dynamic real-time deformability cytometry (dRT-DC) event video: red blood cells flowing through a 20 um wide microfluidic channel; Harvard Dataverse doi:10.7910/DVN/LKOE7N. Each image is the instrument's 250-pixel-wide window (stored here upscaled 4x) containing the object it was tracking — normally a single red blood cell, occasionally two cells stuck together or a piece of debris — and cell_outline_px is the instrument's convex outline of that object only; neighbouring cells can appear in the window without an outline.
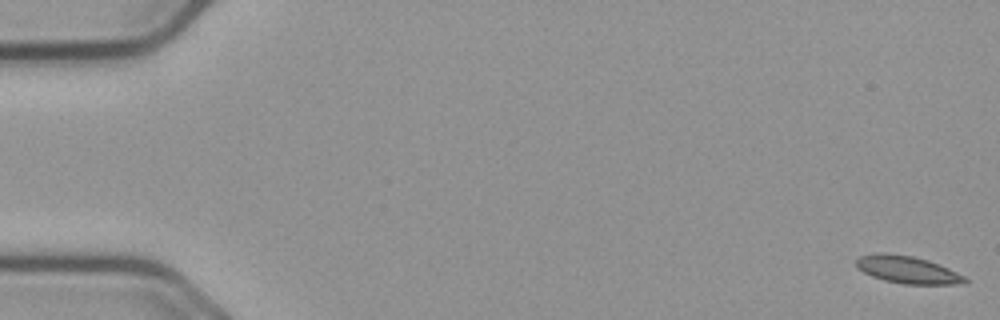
{"species": "common noctule bat (a hibernating species)", "species_latin": "Nyctalus noctula", "temperature_condition": "cold", "stored_images_in_passage": 58, "camera_frame_rate_fps": 3000, "um_per_image_px": 0.085, "animal": {"sex": "male", "body_mass_g": 23.1, "forearm_length_mm": 52.7}, "frame": {"image": 1, "passage_image": 1, "time_ms": 0.0, "image_size_px": [1000, 320], "cell_outline_px": [[968, 280], [964, 284], [904, 284], [884, 280], [872, 276], [856, 268], [856, 260], [860, 256], [912, 256], [928, 260], [948, 268], [964, 276]], "centroid_in_image_um": [77.21, 22.98], "position_along_channel_um": 7.8, "area_um2": 16.47}}
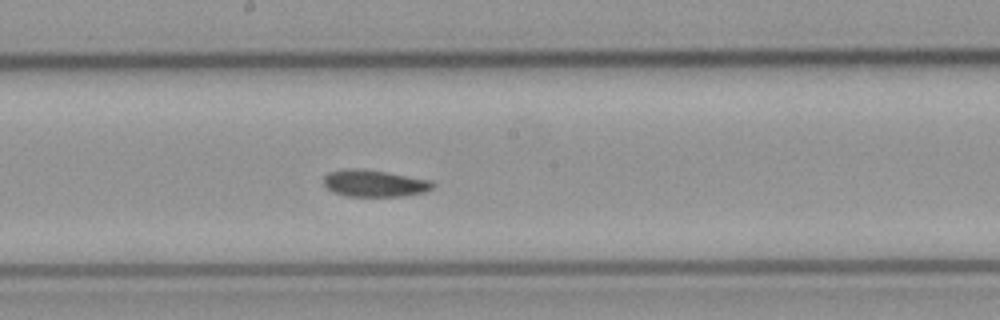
{"frame": {"image": 2, "passage_image": 31, "time_ms": 10.0, "image_size_px": [1000, 320], "cell_outline_px": [[436, 184], [432, 188], [424, 192], [404, 196], [344, 196], [332, 192], [324, 184], [324, 176], [328, 172], [344, 168], [360, 168], [432, 180]], "centroid_in_image_um": [31.8, 15.58], "position_along_channel_um": 216.4, "area_um2": 17.17}}
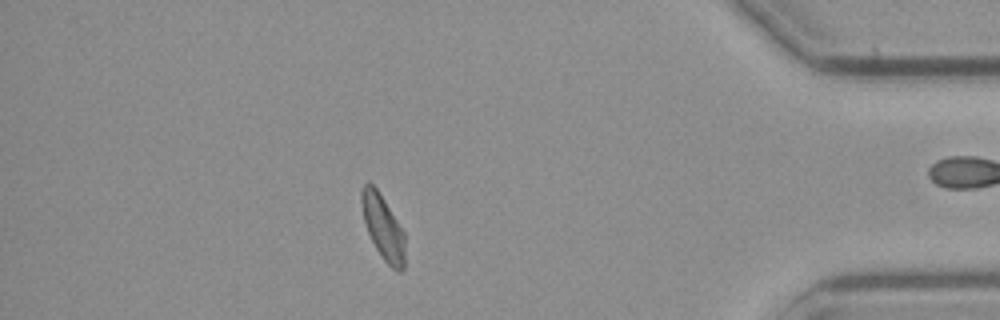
{"frame": {"image": 3, "passage_image": 50, "time_ms": 16.333, "image_size_px": [1000, 320], "cell_outline_px": [[404, 268], [400, 272], [396, 272], [384, 260], [376, 248], [368, 232], [364, 220], [360, 200], [360, 192], [364, 184], [368, 180], [376, 188], [384, 200], [404, 232]], "centroid_in_image_um": [32.54, 19.31], "position_along_channel_um": 402.7, "area_um2": 16.13}}